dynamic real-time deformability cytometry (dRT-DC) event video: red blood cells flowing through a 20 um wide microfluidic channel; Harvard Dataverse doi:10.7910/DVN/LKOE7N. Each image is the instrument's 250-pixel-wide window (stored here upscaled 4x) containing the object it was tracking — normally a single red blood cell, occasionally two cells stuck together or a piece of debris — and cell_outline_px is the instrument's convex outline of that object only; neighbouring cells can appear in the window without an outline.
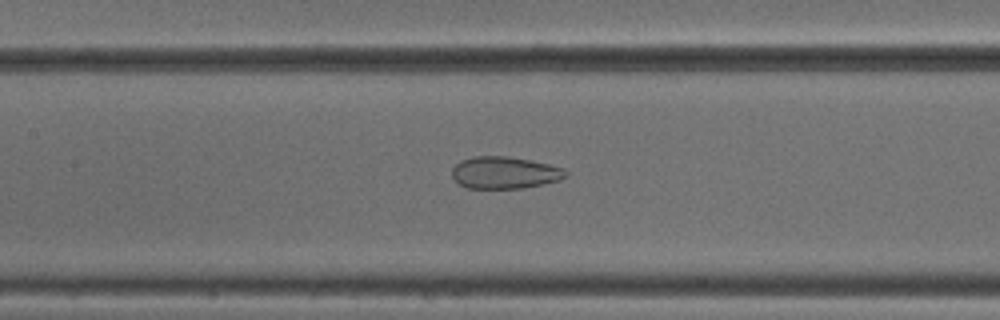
{"species": "common noctule bat (a hibernating species)", "species_latin": "Nyctalus noctula", "temperature_condition": "cold", "stored_images_in_passage": 52, "camera_frame_rate_fps": 3000, "um_per_image_px": 0.085, "animal": {"sex": "male", "body_mass_g": 18.8}, "frame": {"image": 1, "passage_image": 24, "time_ms": 7.667, "image_size_px": [1000, 320], "cell_outline_px": [[568, 176], [544, 184], [520, 188], [468, 188], [460, 184], [452, 176], [452, 168], [460, 160], [472, 156], [508, 156], [548, 164], [564, 168], [568, 172]], "centroid_in_image_um": [42.88, 14.67], "position_along_channel_um": 164.5, "area_um2": 21.15}}
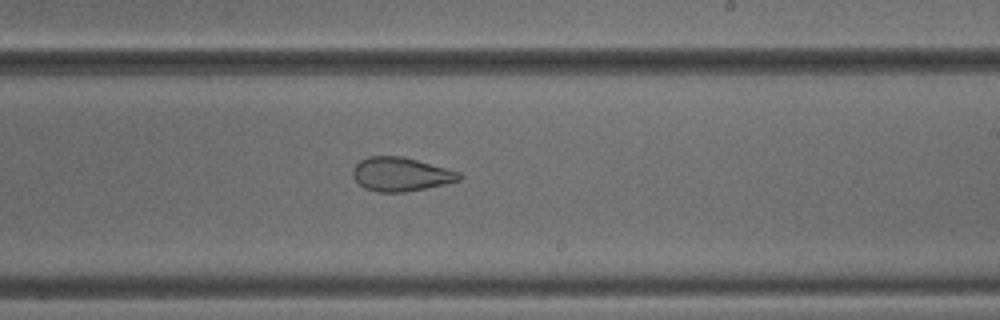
{"frame": {"image": 2, "passage_image": 31, "time_ms": 10.0, "image_size_px": [1000, 320], "cell_outline_px": [[464, 176], [460, 180], [444, 184], [404, 192], [376, 192], [364, 188], [352, 176], [352, 168], [360, 160], [368, 156], [400, 156], [416, 160], [460, 172]], "centroid_in_image_um": [34.04, 14.81], "position_along_channel_um": 255.0, "area_um2": 20.87}}
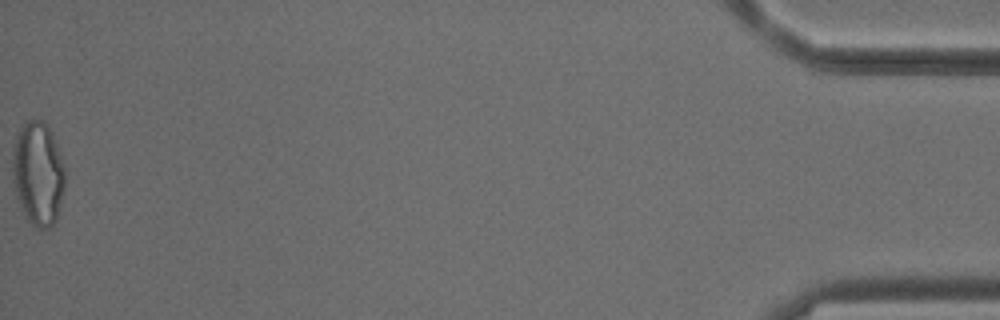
{"frame": {"image": 3, "passage_image": 52, "time_ms": 17.0, "image_size_px": [1000, 320], "cell_outline_px": [[64, 188], [56, 220], [48, 228], [36, 228], [24, 216], [20, 208], [16, 196], [12, 180], [12, 156], [16, 140], [20, 128], [28, 120], [44, 120], [48, 124], [52, 132], [64, 164]], "centroid_in_image_um": [3.22, 14.75], "position_along_channel_um": 432.0, "area_um2": 31.91}, "authors_computed_cell_mechanics": {"area_um2": 27.0504, "velocity_mm_per_s": 3.8814, "shape_relaxation_time_tau1_ms": null, "shape_relaxation_time_tau2_ms": 1.2486, "deformation_change_tau1": null, "deformation_change_tau2": 0.0893}}